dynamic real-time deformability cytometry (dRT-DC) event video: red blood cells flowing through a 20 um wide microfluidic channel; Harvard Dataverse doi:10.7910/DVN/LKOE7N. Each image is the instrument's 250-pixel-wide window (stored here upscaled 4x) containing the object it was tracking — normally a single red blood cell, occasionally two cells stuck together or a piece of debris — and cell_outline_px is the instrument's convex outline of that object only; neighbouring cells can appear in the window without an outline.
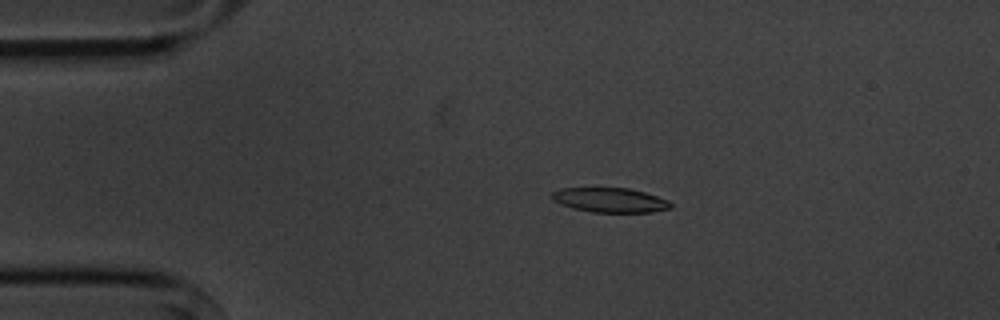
{"species": "common noctule bat (a hibernating species)", "species_latin": "Nyctalus noctula", "temperature_condition": "cold", "stored_images_in_passage": 3, "camera_frame_rate_fps": 3000, "um_per_image_px": 0.085, "animal": {"sex": "male", "body_mass_g": 20.1, "forearm_length_mm": 53.5}, "frame": {"image": 1, "passage_image": 2, "time_ms": 1.333, "image_size_px": [1000, 320], "cell_outline_px": [[672, 208], [652, 212], [592, 212], [572, 208], [560, 204], [552, 200], [552, 192], [560, 188], [628, 188], [644, 192], [668, 200], [672, 204]], "centroid_in_image_um": [51.84, 17.01], "position_along_channel_um": 33.2, "area_um2": 16.99}}